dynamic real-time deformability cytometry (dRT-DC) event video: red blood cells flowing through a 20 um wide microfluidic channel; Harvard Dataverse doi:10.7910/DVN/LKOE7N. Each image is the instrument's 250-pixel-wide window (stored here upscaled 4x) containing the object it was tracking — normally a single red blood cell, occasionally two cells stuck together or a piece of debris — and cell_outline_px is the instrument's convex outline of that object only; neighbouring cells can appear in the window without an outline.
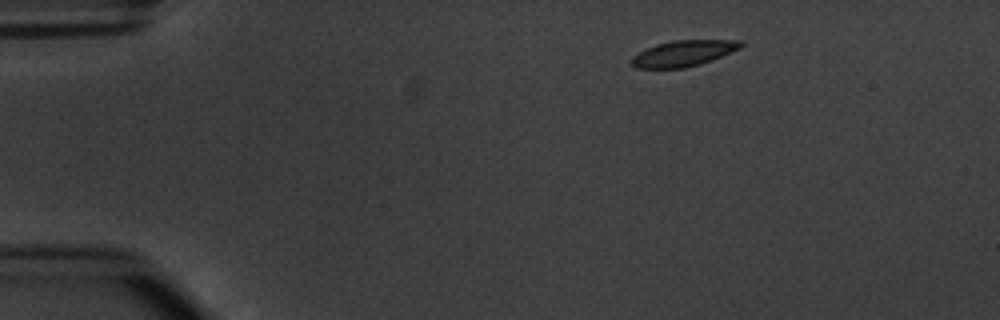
{"species": "common noctule bat (a hibernating species)", "species_latin": "Nyctalus noctula", "temperature_condition": "warm", "stored_images_in_passage": 3, "camera_frame_rate_fps": 3000, "um_per_image_px": 0.085, "animal": {"sex": "male", "body_mass_g": 20.1, "forearm_length_mm": 53.5}, "frame": {"image": 1, "passage_image": 1, "time_ms": 0.0, "image_size_px": [1000, 320], "cell_outline_px": [[744, 44], [740, 48], [712, 60], [700, 64], [684, 68], [636, 68], [628, 60], [632, 56], [656, 44], [672, 40], [744, 40]], "centroid_in_image_um": [58.09, 4.53], "position_along_channel_um": 26.9, "area_um2": 16.53}}